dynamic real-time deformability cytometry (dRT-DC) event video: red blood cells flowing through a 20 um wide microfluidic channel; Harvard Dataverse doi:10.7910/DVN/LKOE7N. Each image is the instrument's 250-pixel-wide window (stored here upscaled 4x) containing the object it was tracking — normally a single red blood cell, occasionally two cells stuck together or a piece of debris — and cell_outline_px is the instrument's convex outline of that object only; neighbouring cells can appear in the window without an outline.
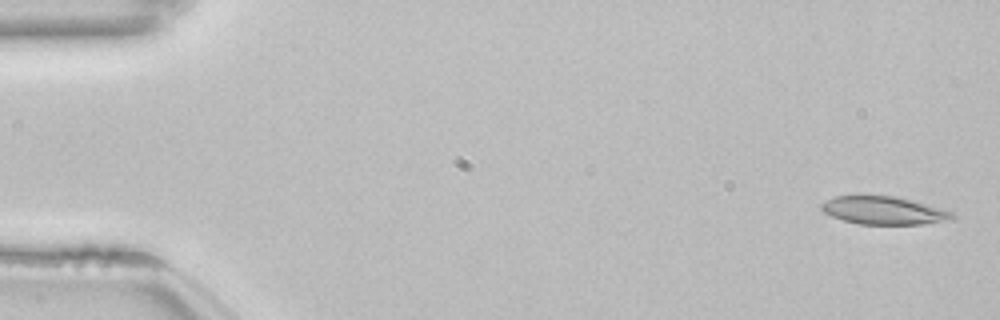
{"species": "common noctule bat (a hibernating species)", "species_latin": "Nyctalus noctula", "temperature_condition": "room temperature", "stored_images_in_passage": 54, "camera_frame_rate_fps": 3000, "um_per_image_px": 0.085, "animal": {"sex": "female", "body_mass_g": 22.7, "forearm_length_mm": 54.2}, "frame": {"image": 1, "passage_image": 2, "time_ms": 0.333, "image_size_px": [1000, 320], "cell_outline_px": [[956, 216], [952, 220], [924, 224], [856, 224], [832, 216], [824, 212], [820, 208], [820, 204], [836, 196], [896, 196], [912, 200], [940, 208], [952, 212]], "centroid_in_image_um": [75.14, 17.9], "position_along_channel_um": 9.9, "area_um2": 21.21}}
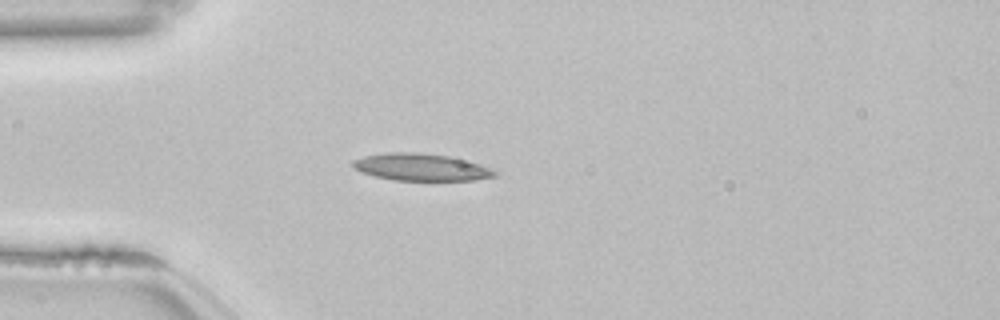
{"frame": {"image": 2, "passage_image": 15, "time_ms": 4.667, "image_size_px": [1000, 320], "cell_outline_px": [[496, 176], [472, 180], [392, 180], [376, 176], [364, 172], [356, 168], [352, 164], [352, 160], [364, 156], [392, 152], [412, 152], [448, 156], [480, 164], [496, 172]], "centroid_in_image_um": [35.78, 14.21], "position_along_channel_um": 49.2, "area_um2": 21.91}}
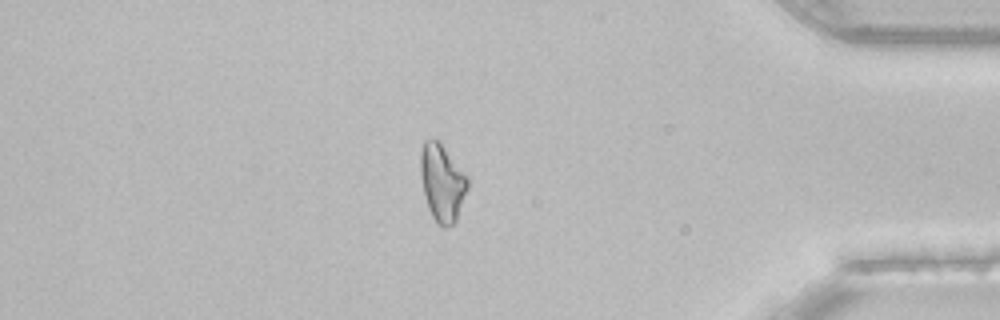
{"frame": {"image": 3, "passage_image": 46, "time_ms": 15.0, "image_size_px": [1000, 320], "cell_outline_px": [[468, 188], [456, 220], [452, 224], [444, 228], [436, 224], [428, 208], [424, 192], [420, 172], [420, 152], [424, 140], [436, 140], [440, 144], [468, 176]], "centroid_in_image_um": [37.58, 15.56], "position_along_channel_um": 397.6, "area_um2": 20.92}}